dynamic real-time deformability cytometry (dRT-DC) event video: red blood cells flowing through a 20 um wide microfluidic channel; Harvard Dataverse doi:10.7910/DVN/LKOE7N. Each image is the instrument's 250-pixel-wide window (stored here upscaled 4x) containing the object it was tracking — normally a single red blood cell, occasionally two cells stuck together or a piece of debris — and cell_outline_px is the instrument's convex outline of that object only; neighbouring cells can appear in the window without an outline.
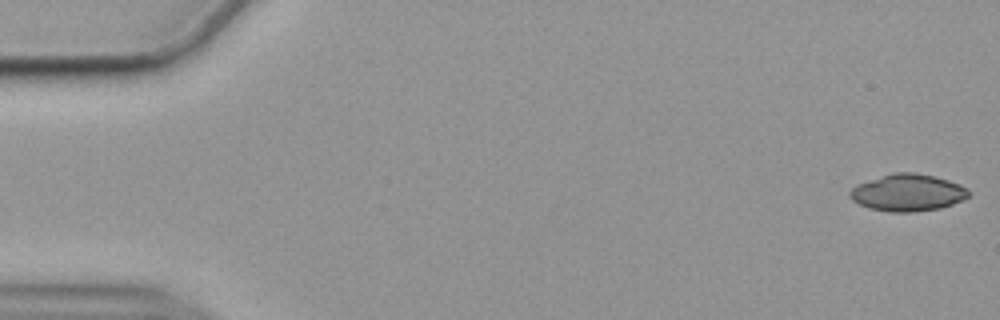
{"species": "common noctule bat (a hibernating species)", "species_latin": "Nyctalus noctula", "temperature_condition": "cold", "stored_images_in_passage": 50, "camera_frame_rate_fps": 3000, "um_per_image_px": 0.085, "animal": {"sex": "female", "body_mass_g": 19.9}, "frame": {"image": 1, "passage_image": 1, "time_ms": 0.0, "image_size_px": [1000, 320], "cell_outline_px": [[968, 196], [964, 200], [940, 208], [912, 212], [892, 212], [868, 208], [852, 200], [848, 196], [848, 192], [856, 184], [896, 172], [912, 172], [932, 176], [948, 180], [968, 188]], "centroid_in_image_um": [77.13, 16.38], "position_along_channel_um": 7.9, "area_um2": 25.43}}
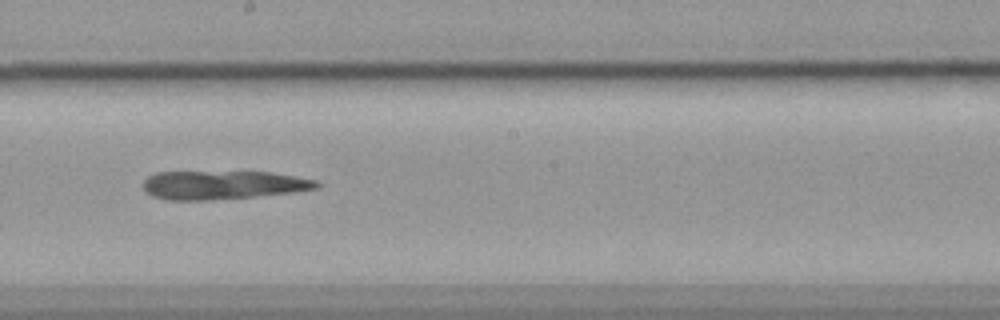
{"frame": {"image": 2, "passage_image": 31, "time_ms": 10.0, "image_size_px": [1000, 320], "cell_outline_px": [[324, 184], [320, 188], [296, 192], [212, 200], [164, 200], [152, 196], [144, 188], [144, 180], [148, 176], [156, 172], [268, 172], [316, 180]], "centroid_in_image_um": [18.98, 15.73], "position_along_channel_um": 229.2, "area_um2": 28.96}}
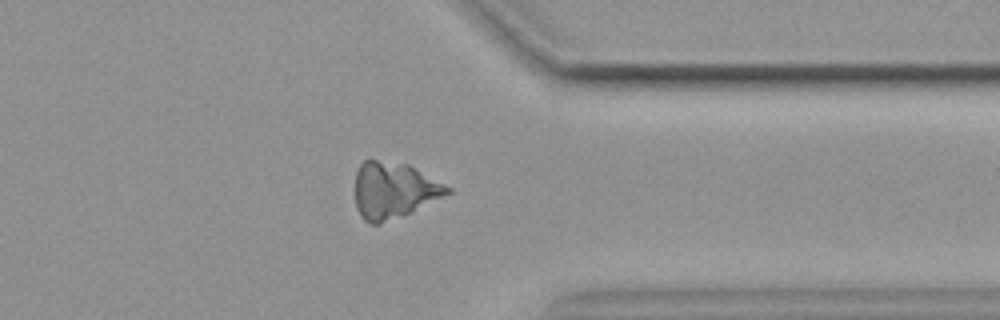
{"frame": {"image": 3, "passage_image": 44, "time_ms": 14.333, "image_size_px": [1000, 320], "cell_outline_px": [[452, 192], [408, 212], [380, 224], [368, 224], [360, 216], [356, 208], [356, 172], [360, 164], [364, 160], [376, 160], [408, 164], [452, 188]], "centroid_in_image_um": [33.43, 16.16], "position_along_channel_um": 378.0, "area_um2": 29.77}}